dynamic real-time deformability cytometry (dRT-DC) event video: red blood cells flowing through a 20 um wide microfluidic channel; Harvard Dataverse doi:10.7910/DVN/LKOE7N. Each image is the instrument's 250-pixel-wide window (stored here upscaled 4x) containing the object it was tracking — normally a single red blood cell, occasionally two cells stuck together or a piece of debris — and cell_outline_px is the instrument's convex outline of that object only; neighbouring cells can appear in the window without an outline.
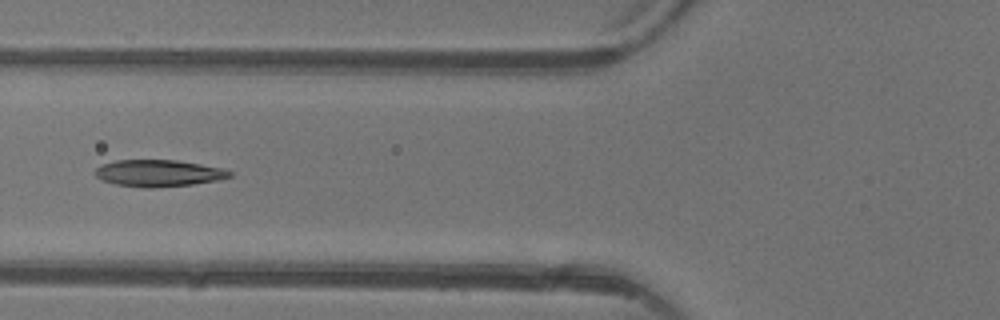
{"species": "common noctule bat (a hibernating species)", "species_latin": "Nyctalus noctula", "temperature_condition": "warm", "stored_images_in_passage": 5, "camera_frame_rate_fps": 3000, "um_per_image_px": 0.085, "animal": {"sex": "female"}, "frame": {"image": 1, "passage_image": 5, "time_ms": 5.667, "image_size_px": [1000, 320], "cell_outline_px": [[232, 176], [216, 180], [192, 184], [152, 188], [144, 188], [116, 184], [104, 180], [96, 176], [96, 168], [100, 164], [116, 160], [176, 160], [224, 168], [232, 172]], "centroid_in_image_um": [13.48, 14.71], "position_along_channel_um": 112.3, "area_um2": 20.87}}